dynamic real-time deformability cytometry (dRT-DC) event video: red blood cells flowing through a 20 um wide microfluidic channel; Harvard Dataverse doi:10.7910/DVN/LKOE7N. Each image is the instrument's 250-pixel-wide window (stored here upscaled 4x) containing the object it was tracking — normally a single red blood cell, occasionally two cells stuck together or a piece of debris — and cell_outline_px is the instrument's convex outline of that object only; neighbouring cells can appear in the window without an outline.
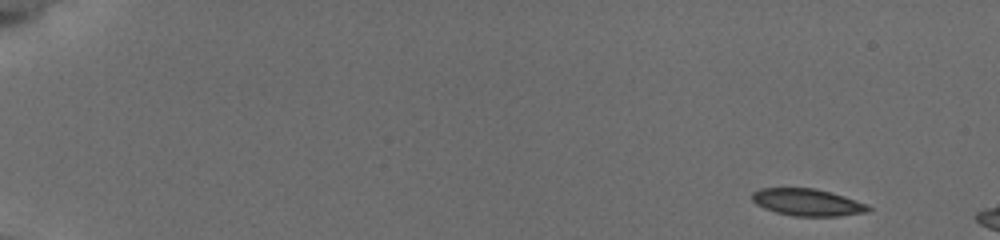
{"species": "common noctule bat (a hibernating species)", "species_latin": "Nyctalus noctula", "temperature_condition": "cold", "stored_images_in_passage": 40, "segment_of_instrument_passage": [1, 2], "camera_frame_rate_fps": 3000, "um_per_image_px": 0.085, "animal": {"sex": "female", "body_mass_g": 19.5, "forearm_length_mm": 54.1}, "frame": {"image": 1, "passage_image": 1, "time_ms": 0.0, "image_size_px": [1000, 240], "cell_outline_px": [[872, 208], [868, 212], [836, 216], [792, 216], [776, 212], [764, 208], [756, 204], [752, 200], [752, 192], [760, 188], [812, 188], [844, 196], [864, 204]], "centroid_in_image_um": [68.58, 17.2], "position_along_channel_um": 16.4, "area_um2": 18.09}}
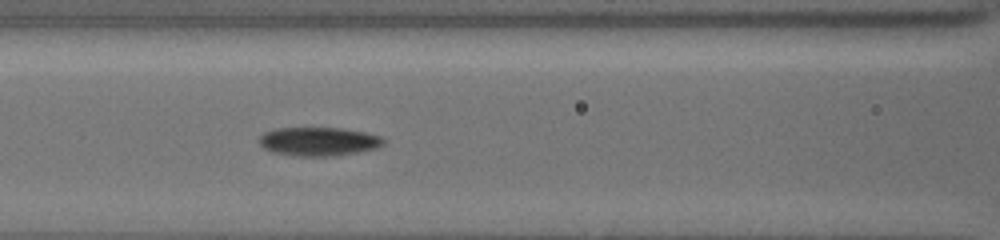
{"frame": {"image": 2, "passage_image": 19, "time_ms": 7.333, "image_size_px": [1000, 240], "cell_outline_px": [[384, 144], [380, 148], [336, 156], [296, 156], [272, 152], [264, 148], [260, 144], [260, 136], [264, 132], [276, 128], [340, 128], [364, 132], [380, 136], [384, 140]], "centroid_in_image_um": [27.1, 12.03], "position_along_channel_um": 139.5, "area_um2": 20.87}}
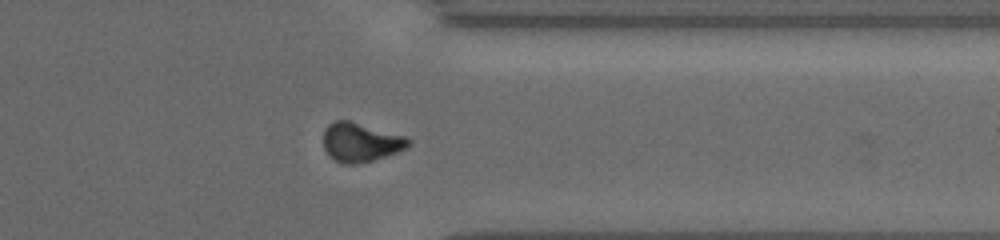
{"frame": {"image": 3, "passage_image": 35, "time_ms": 13.667, "image_size_px": [1000, 240], "cell_outline_px": [[412, 144], [408, 148], [372, 160], [356, 164], [344, 164], [328, 156], [324, 148], [324, 128], [328, 124], [336, 120], [348, 120], [404, 136], [412, 140]], "centroid_in_image_um": [30.65, 12.09], "position_along_channel_um": 380.8, "area_um2": 19.25}}